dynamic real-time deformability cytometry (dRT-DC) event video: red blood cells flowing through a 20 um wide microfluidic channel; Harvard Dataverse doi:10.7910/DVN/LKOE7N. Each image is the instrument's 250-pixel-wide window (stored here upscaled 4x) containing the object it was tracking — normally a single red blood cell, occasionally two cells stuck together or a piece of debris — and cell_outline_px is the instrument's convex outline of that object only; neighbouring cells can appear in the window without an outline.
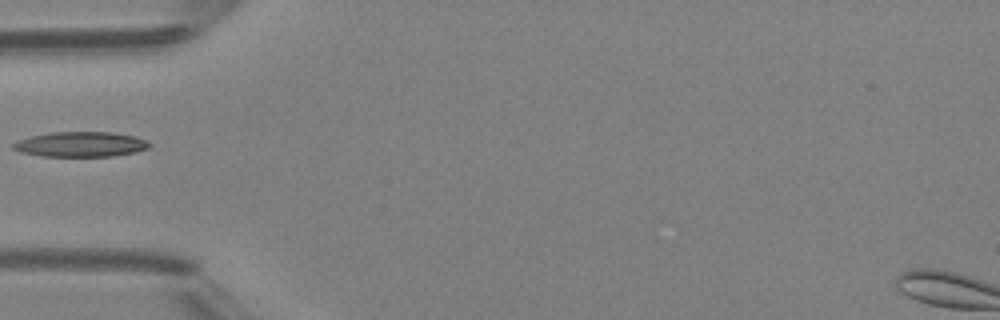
{"species": "Egyptian fruit bat (a non-hibernating species)", "species_latin": "Rousettus aegyptiacus", "temperature_condition": "room temperature", "stored_images_in_passage": 1, "camera_frame_rate_fps": 3000, "um_per_image_px": 0.085, "animal": {"sex": "female"}, "frame": {"image": 1, "passage_image": 1, "time_ms": 0.0, "image_size_px": [1000, 320], "cell_outline_px": [[152, 144], [148, 148], [136, 152], [112, 156], [40, 156], [20, 152], [12, 148], [12, 144], [16, 140], [32, 136], [52, 132], [112, 132], [132, 136], [144, 140]], "centroid_in_image_um": [6.82, 12.27], "position_along_channel_um": 78.2, "area_um2": 19.83}}